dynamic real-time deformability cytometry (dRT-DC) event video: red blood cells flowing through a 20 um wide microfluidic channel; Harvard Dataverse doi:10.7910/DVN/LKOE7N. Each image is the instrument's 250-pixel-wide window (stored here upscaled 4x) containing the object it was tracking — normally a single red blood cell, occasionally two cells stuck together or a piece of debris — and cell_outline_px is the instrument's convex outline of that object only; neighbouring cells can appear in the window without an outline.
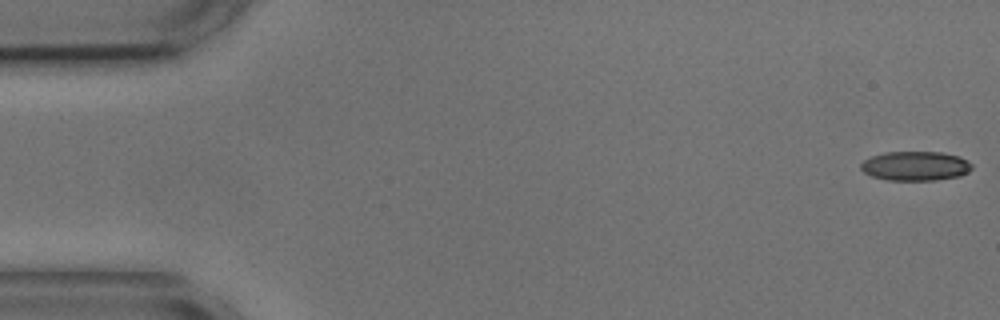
{"species": "common noctule bat (a hibernating species)", "species_latin": "Nyctalus noctula", "temperature_condition": "cold", "stored_images_in_passage": 5, "camera_frame_rate_fps": 3000, "um_per_image_px": 0.085, "animal": {"sex": "male", "body_mass_g": 17.9, "forearm_length_mm": 54.2}, "frame": {"image": 1, "passage_image": 1, "time_ms": 0.0, "image_size_px": [1000, 320], "cell_outline_px": [[972, 168], [968, 172], [960, 176], [936, 180], [888, 180], [872, 176], [864, 172], [860, 168], [860, 164], [864, 160], [872, 156], [884, 152], [944, 152], [960, 156], [968, 160], [972, 164]], "centroid_in_image_um": [77.84, 14.1], "position_along_channel_um": 7.2, "area_um2": 19.13}}
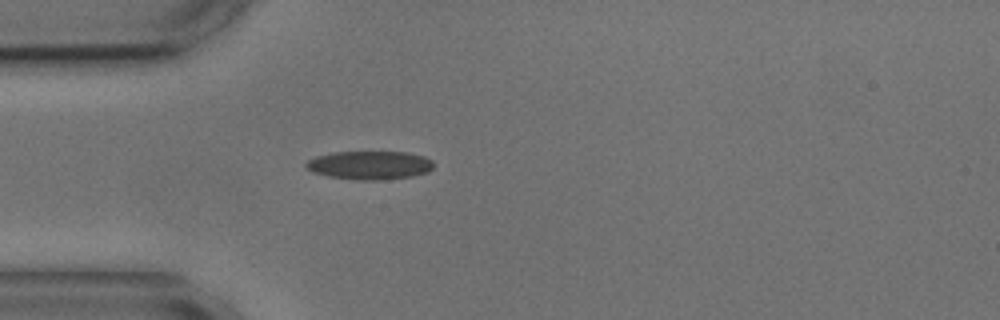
{"frame": {"image": 2, "passage_image": 5, "time_ms": 4.667, "image_size_px": [1000, 320], "cell_outline_px": [[432, 168], [428, 172], [412, 176], [380, 180], [356, 180], [328, 176], [312, 172], [304, 164], [308, 160], [316, 156], [332, 152], [408, 152], [424, 156], [432, 160]], "centroid_in_image_um": [31.42, 14.04], "position_along_channel_um": 53.6, "area_um2": 21.21}}